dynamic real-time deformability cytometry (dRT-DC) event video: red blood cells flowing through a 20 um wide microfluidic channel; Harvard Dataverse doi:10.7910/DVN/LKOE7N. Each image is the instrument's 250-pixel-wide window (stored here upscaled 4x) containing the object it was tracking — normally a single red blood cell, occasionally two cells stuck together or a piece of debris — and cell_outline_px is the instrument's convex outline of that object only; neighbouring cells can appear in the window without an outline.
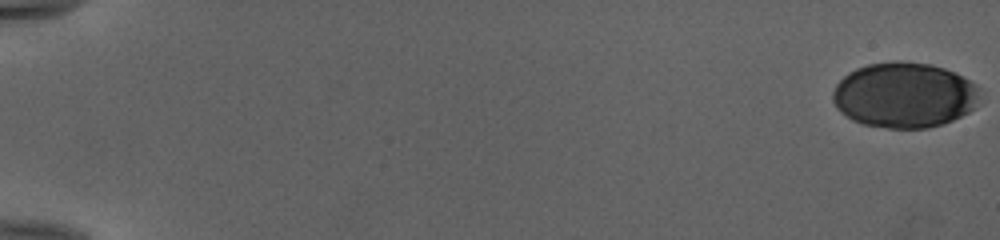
{"species": "human", "species_latin": "Homo sapiens", "temperature_condition": "cold", "stored_images_in_passage": 53, "camera_frame_rate_fps": 3000, "um_per_image_px": 0.085, "donor": {"sex": "female"}, "frame": {"image": 1, "passage_image": 1, "time_ms": 0.0, "image_size_px": [1000, 240], "cell_outline_px": [[980, 96], [976, 108], [944, 124], [928, 128], [888, 128], [864, 124], [852, 120], [840, 112], [836, 108], [832, 100], [832, 92], [836, 84], [848, 72], [856, 68], [868, 64], [896, 60], [900, 60], [928, 64], [944, 68], [976, 84], [980, 88]], "centroid_in_image_um": [76.86, 8.08], "position_along_channel_um": 8.1, "area_um2": 56.41}}
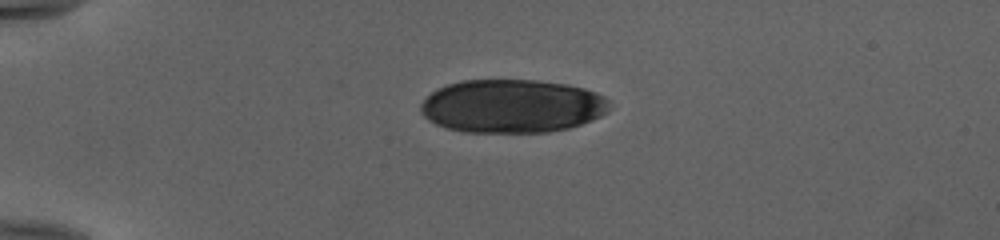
{"frame": {"image": 2, "passage_image": 15, "time_ms": 4.667, "image_size_px": [1000, 240], "cell_outline_px": [[608, 112], [592, 120], [568, 128], [548, 132], [464, 132], [448, 128], [436, 124], [428, 120], [420, 112], [420, 104], [436, 88], [460, 80], [536, 80], [568, 84], [584, 88], [596, 92], [604, 96], [608, 100]], "centroid_in_image_um": [43.51, 9.01], "position_along_channel_um": 41.5, "area_um2": 58.96}}